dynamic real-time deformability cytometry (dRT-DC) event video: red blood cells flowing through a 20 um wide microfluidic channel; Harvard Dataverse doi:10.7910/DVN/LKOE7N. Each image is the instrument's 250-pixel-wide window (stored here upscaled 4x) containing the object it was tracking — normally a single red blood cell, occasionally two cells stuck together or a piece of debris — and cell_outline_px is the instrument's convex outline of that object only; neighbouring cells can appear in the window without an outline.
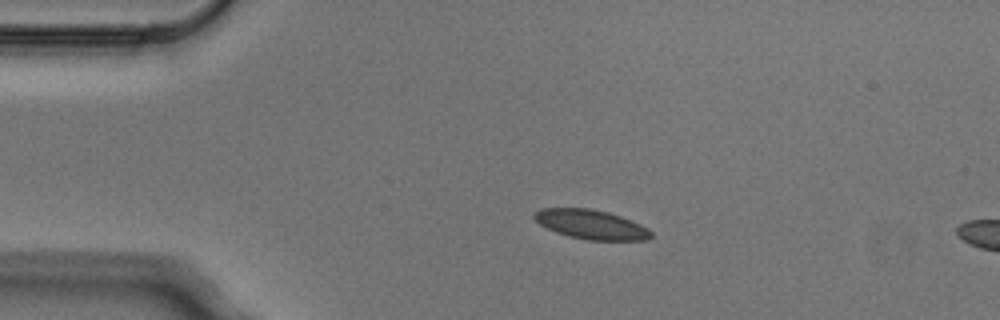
{"species": "Egyptian fruit bat (a non-hibernating species)", "species_latin": "Rousettus aegyptiacus", "temperature_condition": "cold", "stored_images_in_passage": 4, "segment_of_instrument_passage": [1, 2], "camera_frame_rate_fps": 3000, "um_per_image_px": 0.085, "animal": {"sex": "male"}, "frame": {"image": 1, "passage_image": 2, "time_ms": 0.333, "image_size_px": [1000, 320], "cell_outline_px": [[652, 236], [648, 240], [588, 240], [568, 236], [556, 232], [540, 224], [532, 216], [532, 212], [540, 208], [592, 208], [608, 212], [632, 220], [648, 228], [652, 232]], "centroid_in_image_um": [50.24, 19.07], "position_along_channel_um": 34.8, "area_um2": 20.11}}